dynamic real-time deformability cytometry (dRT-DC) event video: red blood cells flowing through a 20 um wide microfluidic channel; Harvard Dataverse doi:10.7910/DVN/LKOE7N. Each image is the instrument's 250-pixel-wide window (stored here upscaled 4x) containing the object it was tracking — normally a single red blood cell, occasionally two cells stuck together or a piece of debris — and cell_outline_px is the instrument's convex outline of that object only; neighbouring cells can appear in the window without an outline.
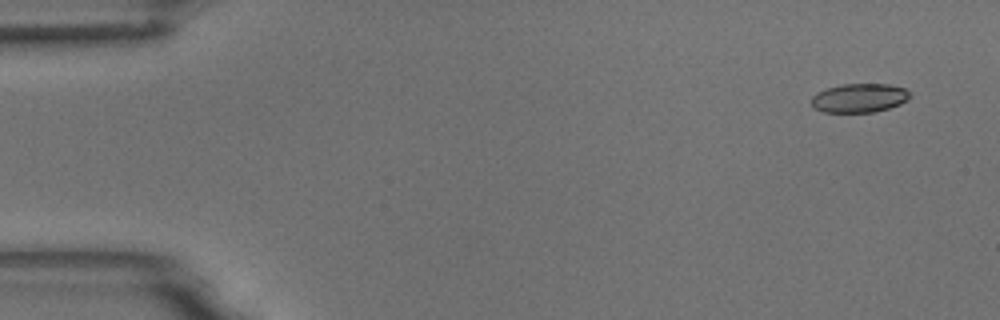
{"species": "common noctule bat (a hibernating species)", "species_latin": "Nyctalus noctula", "temperature_condition": "room temperature", "stored_images_in_passage": 5, "camera_frame_rate_fps": 3000, "um_per_image_px": 0.085, "animal": {"sex": "male", "body_mass_g": 18.8}, "frame": {"image": 1, "passage_image": 1, "time_ms": 0.0, "image_size_px": [1000, 320], "cell_outline_px": [[912, 96], [908, 100], [900, 104], [888, 108], [872, 112], [824, 112], [812, 108], [812, 96], [816, 92], [840, 84], [888, 84], [904, 88]], "centroid_in_image_um": [73.03, 8.33], "position_along_channel_um": 12.0, "area_um2": 16.65}}
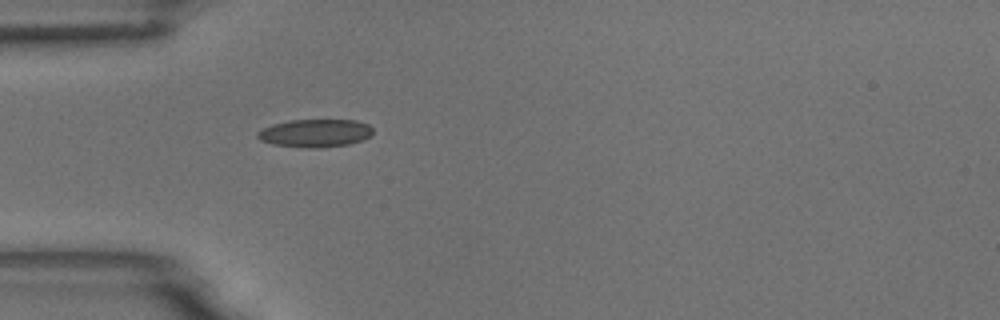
{"frame": {"image": 2, "passage_image": 5, "time_ms": 1.333, "image_size_px": [1000, 320], "cell_outline_px": [[372, 136], [364, 140], [348, 144], [320, 148], [304, 148], [272, 144], [260, 140], [256, 136], [256, 132], [272, 124], [288, 120], [356, 120], [368, 124], [372, 128]], "centroid_in_image_um": [26.79, 11.32], "position_along_channel_um": 58.2, "area_um2": 19.02}}